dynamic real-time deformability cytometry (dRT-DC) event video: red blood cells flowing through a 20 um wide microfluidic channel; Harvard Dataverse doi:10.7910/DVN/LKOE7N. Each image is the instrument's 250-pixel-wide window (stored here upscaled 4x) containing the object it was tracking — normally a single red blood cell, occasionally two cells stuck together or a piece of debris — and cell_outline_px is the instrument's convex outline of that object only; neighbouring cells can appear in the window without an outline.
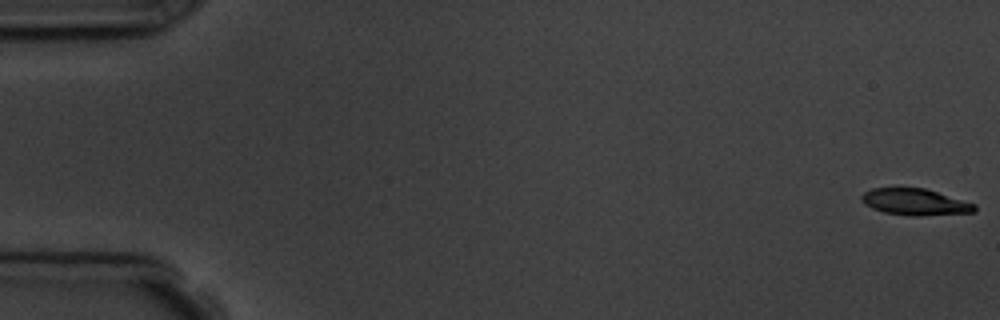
{"species": "common noctule bat (a hibernating species)", "species_latin": "Nyctalus noctula", "temperature_condition": "room temperature", "stored_images_in_passage": 7, "camera_frame_rate_fps": 3000, "um_per_image_px": 0.085, "animal": {"sex": "male", "body_mass_g": 19.5, "forearm_length_mm": 54.6}, "frame": {"image": 1, "passage_image": 1, "time_ms": 0.0, "image_size_px": [1000, 320], "cell_outline_px": [[976, 212], [920, 216], [912, 216], [884, 212], [872, 208], [864, 204], [860, 200], [860, 196], [864, 192], [872, 188], [924, 188], [976, 204]], "centroid_in_image_um": [77.76, 17.17], "position_along_channel_um": 7.2, "area_um2": 17.46}}
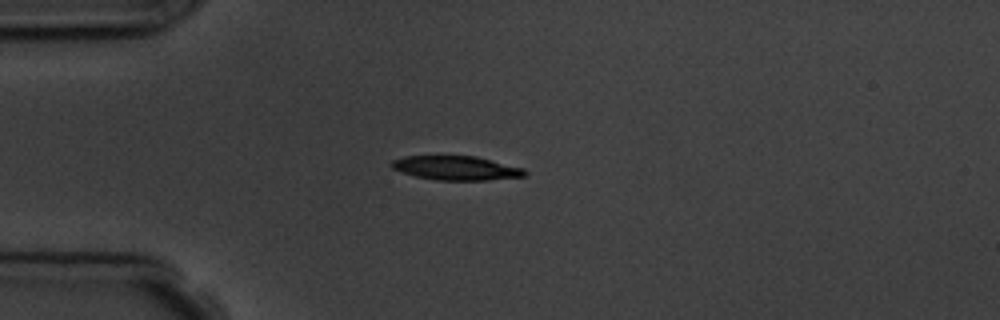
{"frame": {"image": 2, "passage_image": 5, "time_ms": 4.667, "image_size_px": [1000, 320], "cell_outline_px": [[528, 172], [524, 176], [488, 180], [436, 180], [416, 176], [392, 168], [388, 164], [392, 160], [404, 156], [476, 156], [524, 168]], "centroid_in_image_um": [38.78, 14.28], "position_along_channel_um": 46.2, "area_um2": 18.67}}